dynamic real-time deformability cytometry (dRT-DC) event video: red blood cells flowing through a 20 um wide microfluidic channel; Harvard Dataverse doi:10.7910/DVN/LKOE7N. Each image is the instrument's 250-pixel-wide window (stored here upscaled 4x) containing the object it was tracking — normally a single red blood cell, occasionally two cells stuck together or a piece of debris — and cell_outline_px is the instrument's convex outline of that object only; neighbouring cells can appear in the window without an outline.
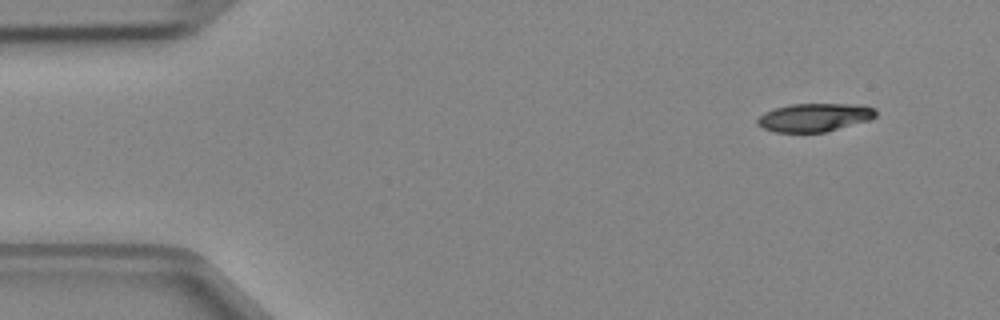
{"species": "Egyptian fruit bat (a non-hibernating species)", "species_latin": "Rousettus aegyptiacus", "temperature_condition": "cold", "stored_images_in_passage": 5, "camera_frame_rate_fps": 3000, "um_per_image_px": 0.085, "animal": {"sex": "female"}, "frame": {"image": 1, "passage_image": 1, "time_ms": 0.0, "image_size_px": [1000, 320], "cell_outline_px": [[876, 116], [872, 120], [824, 132], [776, 132], [764, 128], [756, 124], [756, 120], [764, 112], [776, 108], [792, 104], [848, 104], [876, 108]], "centroid_in_image_um": [69.24, 9.98], "position_along_channel_um": 15.8, "area_um2": 19.42}}
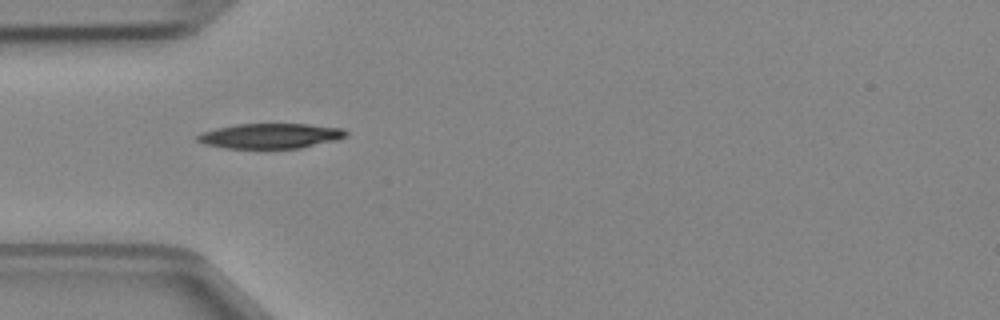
{"frame": {"image": 2, "passage_image": 4, "time_ms": 1.0, "image_size_px": [1000, 320], "cell_outline_px": [[348, 132], [344, 136], [336, 140], [300, 148], [224, 148], [204, 144], [196, 140], [196, 136], [204, 132], [216, 128], [236, 124], [308, 124], [344, 128]], "centroid_in_image_um": [22.98, 11.55], "position_along_channel_um": 62.0, "area_um2": 21.62}}